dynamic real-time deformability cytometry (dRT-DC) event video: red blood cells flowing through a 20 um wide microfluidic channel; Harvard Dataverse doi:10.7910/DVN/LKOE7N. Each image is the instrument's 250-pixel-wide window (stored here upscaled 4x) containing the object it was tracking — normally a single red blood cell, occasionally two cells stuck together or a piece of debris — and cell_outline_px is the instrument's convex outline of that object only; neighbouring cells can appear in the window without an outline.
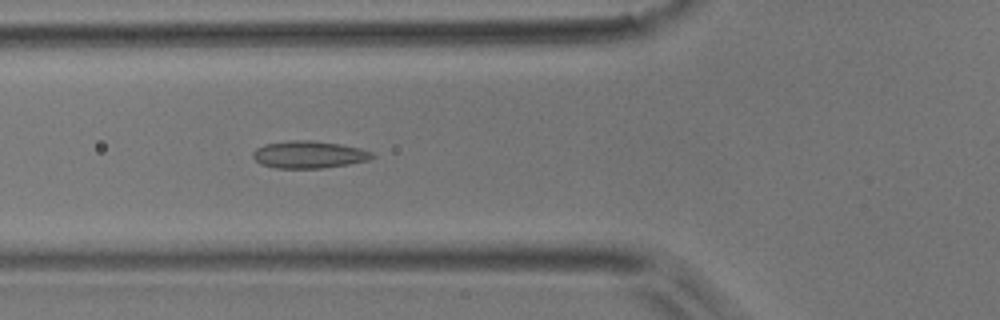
{"species": "common noctule bat (a hibernating species)", "species_latin": "Nyctalus noctula", "temperature_condition": "room temperature", "stored_images_in_passage": 41, "camera_frame_rate_fps": 3000, "um_per_image_px": 0.085, "animal": {"sex": "male", "body_mass_g": 17.9}, "frame": {"image": 1, "passage_image": 8, "time_ms": 2.333, "image_size_px": [1000, 320], "cell_outline_px": [[376, 156], [368, 160], [348, 164], [324, 168], [276, 168], [260, 164], [252, 156], [252, 152], [256, 148], [264, 144], [288, 140], [312, 140], [340, 144], [360, 148], [372, 152]], "centroid_in_image_um": [26.24, 13.13], "position_along_channel_um": 99.6, "area_um2": 19.07}}
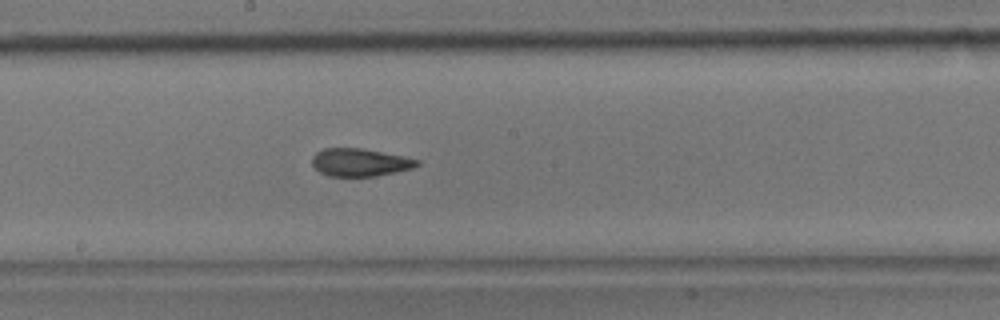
{"frame": {"image": 2, "passage_image": 17, "time_ms": 5.333, "image_size_px": [1000, 320], "cell_outline_px": [[420, 164], [412, 168], [396, 172], [376, 176], [328, 176], [320, 172], [312, 164], [312, 156], [316, 152], [324, 148], [360, 148], [420, 160]], "centroid_in_image_um": [30.56, 13.81], "position_along_channel_um": 217.6, "area_um2": 16.82}}
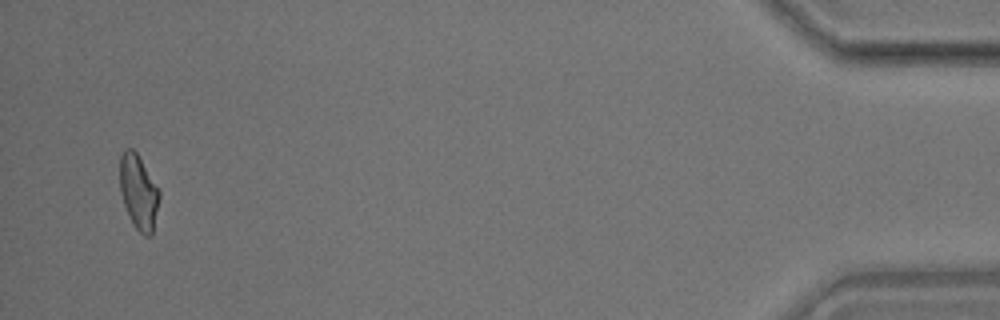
{"frame": {"image": 3, "passage_image": 39, "time_ms": 12.667, "image_size_px": [1000, 320], "cell_outline_px": [[160, 196], [152, 236], [144, 236], [132, 224], [128, 216], [120, 192], [120, 156], [124, 148], [132, 148], [136, 152], [160, 188]], "centroid_in_image_um": [11.79, 16.32], "position_along_channel_um": 423.4, "area_um2": 17.46}, "authors_computed_cell_mechanics": {"area_um2": 17.4556, "velocity_mm_per_s": 3.9227, "shape_relaxation_time_tau1_ms": null, "shape_relaxation_time_tau2_ms": 2.0106, "deformation_change_tau1": null, "deformation_change_tau2": 0.0888}}